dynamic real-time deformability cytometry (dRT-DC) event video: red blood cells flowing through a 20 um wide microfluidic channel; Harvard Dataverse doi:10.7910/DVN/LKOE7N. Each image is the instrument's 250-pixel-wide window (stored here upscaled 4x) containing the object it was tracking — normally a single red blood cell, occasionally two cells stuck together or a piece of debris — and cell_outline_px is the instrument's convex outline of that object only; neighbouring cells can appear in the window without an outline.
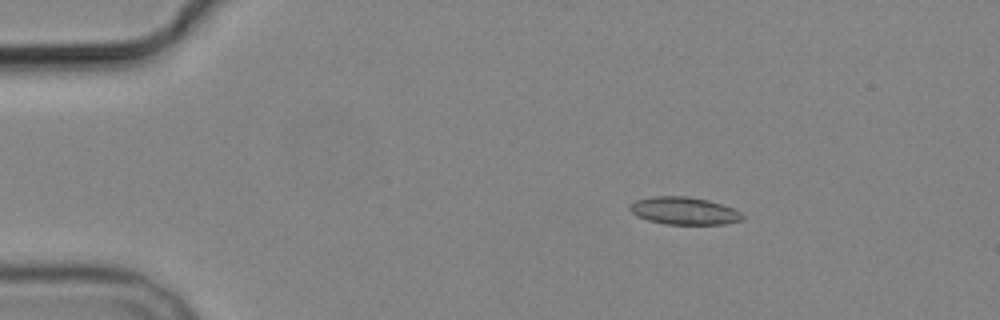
{"species": "common noctule bat (a hibernating species)", "species_latin": "Nyctalus noctula", "temperature_condition": "cold", "stored_images_in_passage": 4, "segment_of_instrument_passage": [1, 2], "camera_frame_rate_fps": 3000, "um_per_image_px": 0.085, "animal": {"sex": "male", "body_mass_g": 19.2, "forearm_length_mm": 51.8}, "frame": {"image": 1, "passage_image": 2, "time_ms": 1.333, "image_size_px": [1000, 320], "cell_outline_px": [[744, 220], [724, 224], [664, 224], [648, 220], [636, 216], [628, 208], [628, 204], [636, 200], [652, 196], [688, 196], [708, 200], [732, 208], [740, 212], [744, 216]], "centroid_in_image_um": [58.12, 17.92], "position_along_channel_um": 26.9, "area_um2": 18.15}}